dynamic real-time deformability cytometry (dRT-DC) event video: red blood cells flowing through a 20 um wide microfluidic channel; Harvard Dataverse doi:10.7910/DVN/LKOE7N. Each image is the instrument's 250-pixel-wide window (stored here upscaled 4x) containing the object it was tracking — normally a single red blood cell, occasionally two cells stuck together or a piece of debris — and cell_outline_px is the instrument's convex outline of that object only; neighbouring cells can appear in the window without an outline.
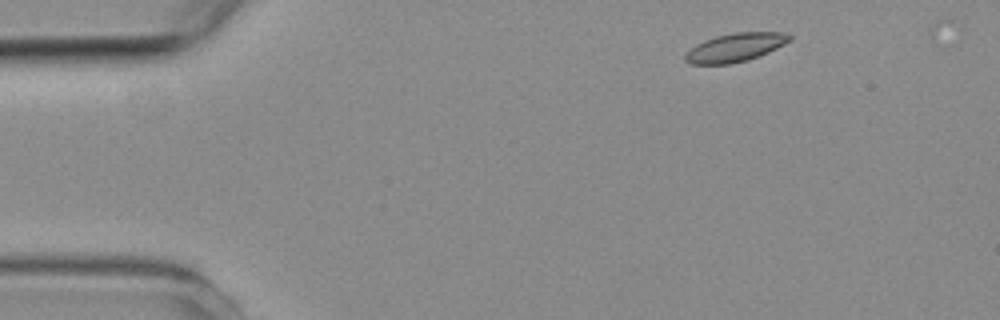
{"species": "common noctule bat (a hibernating species)", "species_latin": "Nyctalus noctula", "temperature_condition": "room temperature", "stored_images_in_passage": 4, "camera_frame_rate_fps": 3000, "um_per_image_px": 0.085, "animal": {"sex": "female", "body_mass_g": 19.3, "forearm_length_mm": 54.1}, "frame": {"image": 1, "passage_image": 1, "time_ms": 0.0, "image_size_px": [1000, 320], "cell_outline_px": [[792, 40], [768, 52], [748, 60], [728, 64], [692, 64], [684, 60], [684, 56], [696, 44], [704, 40], [716, 36], [736, 32], [784, 32], [792, 36]], "centroid_in_image_um": [62.51, 4.03], "position_along_channel_um": 22.5, "area_um2": 17.22}}
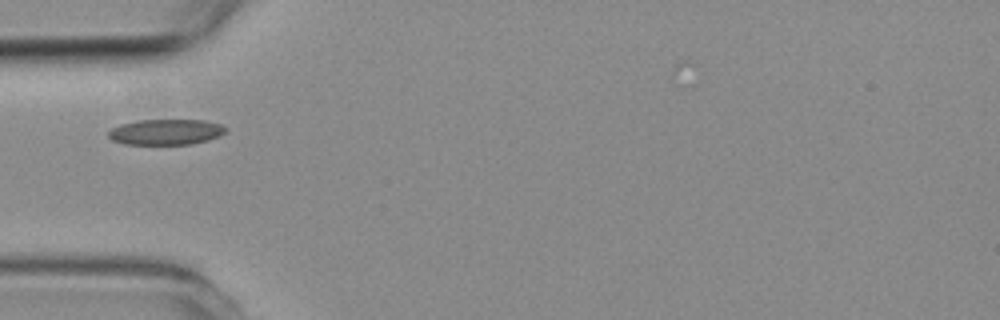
{"frame": {"image": 2, "passage_image": 4, "time_ms": 3.333, "image_size_px": [1000, 320], "cell_outline_px": [[228, 128], [220, 136], [208, 140], [192, 144], [124, 144], [112, 140], [108, 136], [108, 132], [112, 128], [120, 124], [140, 120], [204, 120], [220, 124]], "centroid_in_image_um": [14.11, 11.22], "position_along_channel_um": 70.9, "area_um2": 17.51}}